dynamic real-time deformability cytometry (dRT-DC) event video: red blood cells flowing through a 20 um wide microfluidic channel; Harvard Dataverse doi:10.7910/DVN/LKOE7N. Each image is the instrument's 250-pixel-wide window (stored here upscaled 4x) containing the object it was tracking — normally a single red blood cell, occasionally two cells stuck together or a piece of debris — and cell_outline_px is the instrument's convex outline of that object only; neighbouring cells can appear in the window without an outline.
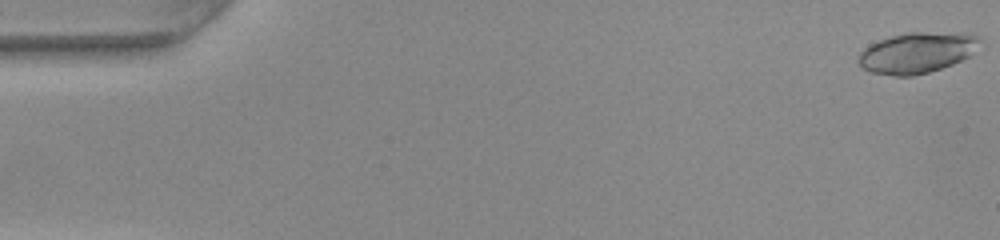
{"species": "common noctule bat (a hibernating species)", "species_latin": "Nyctalus noctula", "temperature_condition": "warm", "stored_images_in_passage": 19, "camera_frame_rate_fps": 3000, "um_per_image_px": 0.085, "animal": {"sex": "female", "body_mass_g": 22.0, "forearm_length_mm": 56.7}, "frame": {"image": 1, "passage_image": 1, "time_ms": 0.0, "image_size_px": [1000, 240], "cell_outline_px": [[980, 40], [968, 56], [952, 64], [928, 72], [912, 76], [892, 76], [872, 72], [864, 68], [856, 60], [856, 56], [864, 48], [880, 40], [892, 36], [908, 32], [924, 32], [980, 36]], "centroid_in_image_um": [77.84, 4.5], "position_along_channel_um": 7.2, "area_um2": 28.09}}
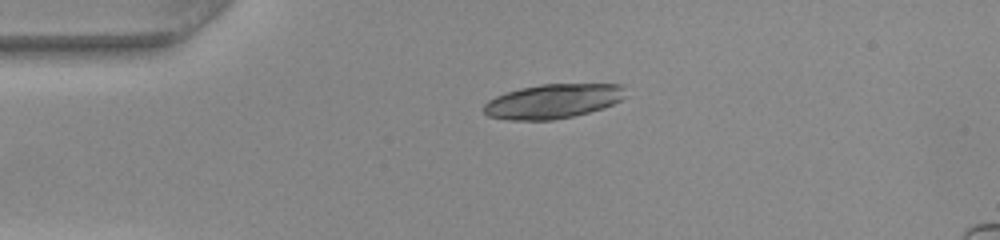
{"frame": {"image": 2, "passage_image": 12, "time_ms": 3.667, "image_size_px": [1000, 240], "cell_outline_px": [[628, 96], [604, 108], [572, 116], [552, 120], [508, 120], [488, 116], [484, 112], [484, 104], [488, 100], [496, 96], [520, 88], [540, 84], [624, 84]], "centroid_in_image_um": [47.04, 8.6], "position_along_channel_um": 38.0, "area_um2": 28.55}}